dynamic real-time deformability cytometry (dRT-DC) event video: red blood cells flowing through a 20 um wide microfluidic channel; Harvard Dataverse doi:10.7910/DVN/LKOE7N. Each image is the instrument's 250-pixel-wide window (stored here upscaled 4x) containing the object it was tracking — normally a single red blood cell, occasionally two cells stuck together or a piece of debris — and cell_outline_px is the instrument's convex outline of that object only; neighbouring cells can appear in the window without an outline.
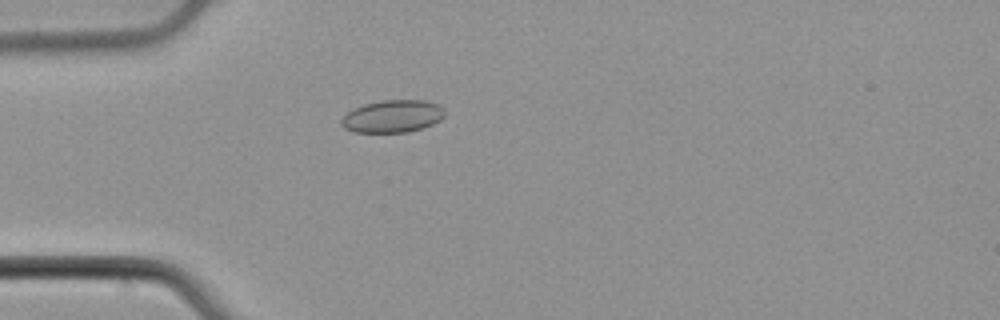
{"species": "common noctule bat (a hibernating species)", "species_latin": "Nyctalus noctula", "temperature_condition": "cold", "stored_images_in_passage": 52, "camera_frame_rate_fps": 3000, "um_per_image_px": 0.085, "animal": {"sex": "male", "body_mass_g": 21.5, "forearm_length_mm": 52.0}, "frame": {"image": 1, "passage_image": 15, "time_ms": 4.667, "image_size_px": [1000, 320], "cell_outline_px": [[444, 116], [440, 120], [424, 128], [408, 132], [352, 132], [344, 128], [340, 124], [340, 120], [352, 108], [364, 104], [380, 100], [424, 100], [436, 104], [444, 108]], "centroid_in_image_um": [33.34, 9.88], "position_along_channel_um": 51.7, "area_um2": 19.71}}
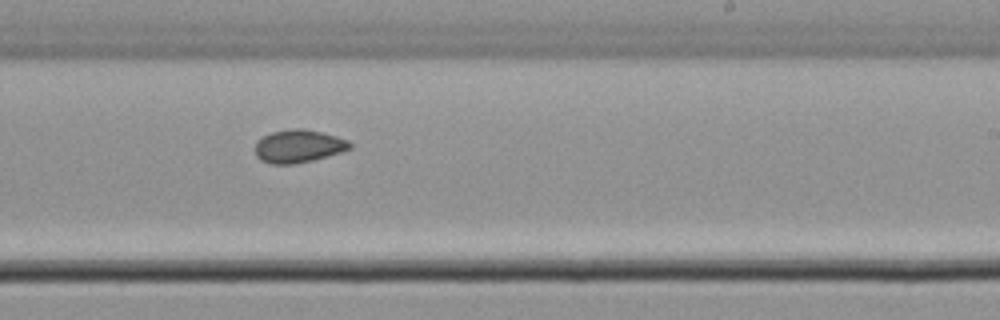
{"frame": {"image": 2, "passage_image": 32, "time_ms": 10.333, "image_size_px": [1000, 320], "cell_outline_px": [[352, 148], [328, 156], [312, 160], [292, 164], [272, 164], [260, 160], [256, 156], [256, 140], [272, 132], [292, 128], [304, 128], [336, 136], [348, 140], [352, 144]], "centroid_in_image_um": [25.37, 12.42], "position_along_channel_um": 263.6, "area_um2": 18.15}}
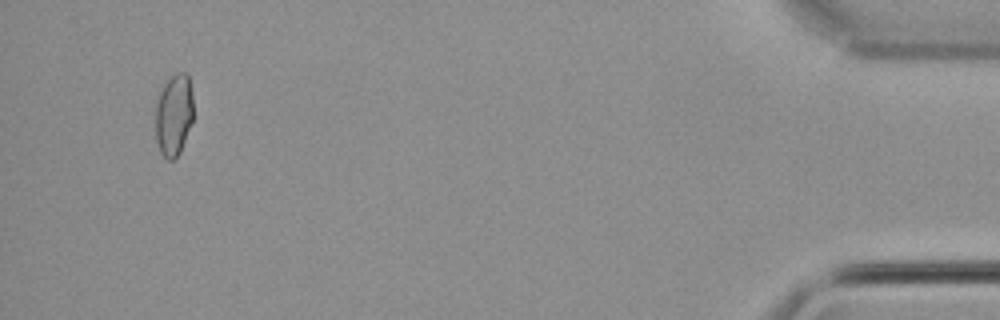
{"frame": {"image": 3, "passage_image": 50, "time_ms": 16.333, "image_size_px": [1000, 320], "cell_outline_px": [[192, 120], [180, 152], [172, 160], [168, 160], [160, 152], [156, 140], [156, 104], [160, 92], [164, 84], [176, 72], [188, 72], [192, 92]], "centroid_in_image_um": [14.77, 9.74], "position_along_channel_um": 420.4, "area_um2": 17.92}, "authors_computed_cell_mechanics": {"area_um2": 18.4093, "velocity_mm_per_s": 3.9204, "shape_relaxation_time_tau1_ms": null, "shape_relaxation_time_tau2_ms": 2.36, "deformation_change_tau1": null, "deformation_change_tau2": 0.0576}}